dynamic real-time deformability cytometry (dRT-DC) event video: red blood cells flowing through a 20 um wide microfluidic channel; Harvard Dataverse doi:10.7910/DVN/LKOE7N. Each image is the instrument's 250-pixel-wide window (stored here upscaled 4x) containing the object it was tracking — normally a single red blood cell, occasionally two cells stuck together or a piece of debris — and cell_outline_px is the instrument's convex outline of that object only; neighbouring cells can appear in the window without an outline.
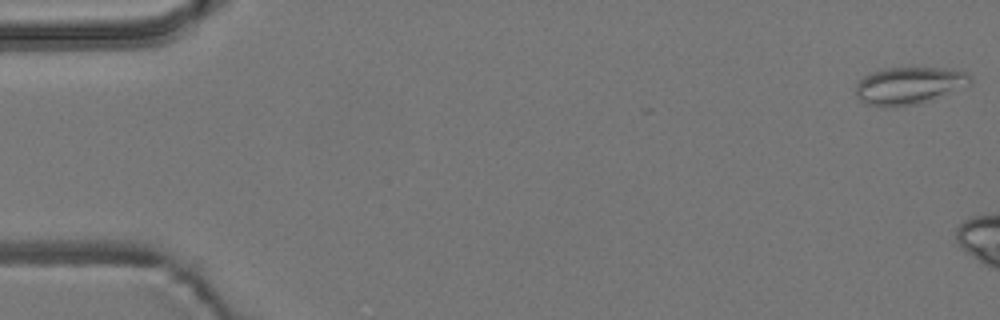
{"species": "common noctule bat (a hibernating species)", "species_latin": "Nyctalus noctula", "temperature_condition": "room temperature", "stored_images_in_passage": 3, "camera_frame_rate_fps": 3000, "um_per_image_px": 0.085, "animal": {"sex": "male", "body_mass_g": 19.2, "forearm_length_mm": 51.8}, "frame": {"image": 1, "passage_image": 1, "time_ms": 0.0, "image_size_px": [1000, 320], "cell_outline_px": [[972, 84], [932, 100], [916, 104], [896, 108], [884, 108], [864, 104], [856, 96], [856, 80], [872, 72], [884, 68], [948, 68], [964, 72], [972, 76]], "centroid_in_image_um": [77.24, 7.3], "position_along_channel_um": 7.8, "area_um2": 25.49}}